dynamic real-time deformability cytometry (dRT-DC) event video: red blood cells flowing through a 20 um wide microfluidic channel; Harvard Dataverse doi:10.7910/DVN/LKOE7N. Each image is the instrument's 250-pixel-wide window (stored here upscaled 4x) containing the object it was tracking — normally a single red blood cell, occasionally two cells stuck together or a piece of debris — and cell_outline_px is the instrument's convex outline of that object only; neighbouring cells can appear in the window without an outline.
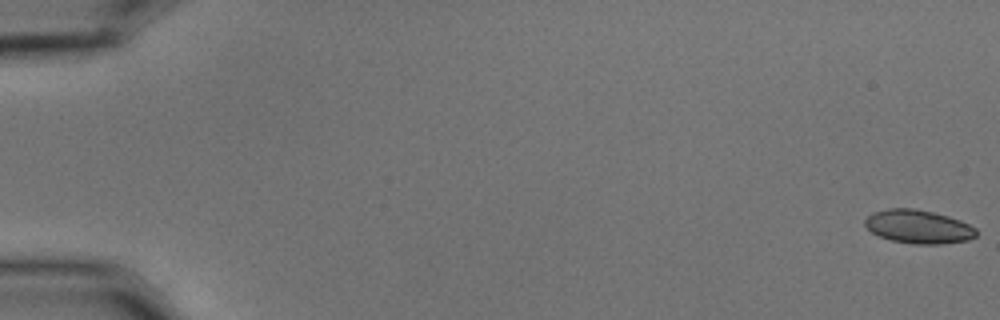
{"species": "common noctule bat (a hibernating species)", "species_latin": "Nyctalus noctula", "temperature_condition": "cold", "stored_images_in_passage": 58, "camera_frame_rate_fps": 3000, "um_per_image_px": 0.085, "animal": {"sex": "male", "body_mass_g": 15.6}, "frame": {"image": 1, "passage_image": 1, "time_ms": 0.0, "image_size_px": [1000, 320], "cell_outline_px": [[976, 236], [968, 240], [940, 244], [912, 244], [892, 240], [880, 236], [872, 232], [864, 224], [864, 220], [872, 212], [888, 208], [916, 208], [948, 216], [960, 220], [976, 228]], "centroid_in_image_um": [78.05, 19.26], "position_along_channel_um": 6.9, "area_um2": 21.73}}
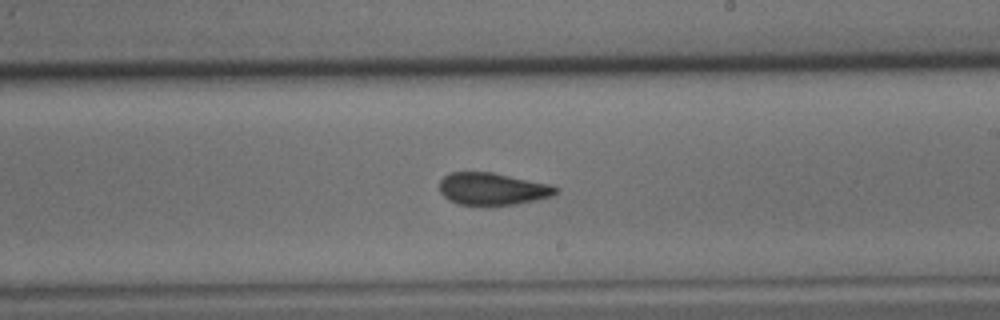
{"frame": {"image": 2, "passage_image": 35, "time_ms": 11.333, "image_size_px": [1000, 320], "cell_outline_px": [[560, 188], [552, 196], [536, 200], [492, 208], [488, 208], [456, 204], [448, 200], [440, 192], [440, 180], [444, 176], [452, 172], [492, 172], [552, 184]], "centroid_in_image_um": [41.86, 16.09], "position_along_channel_um": 247.1, "area_um2": 22.66}}
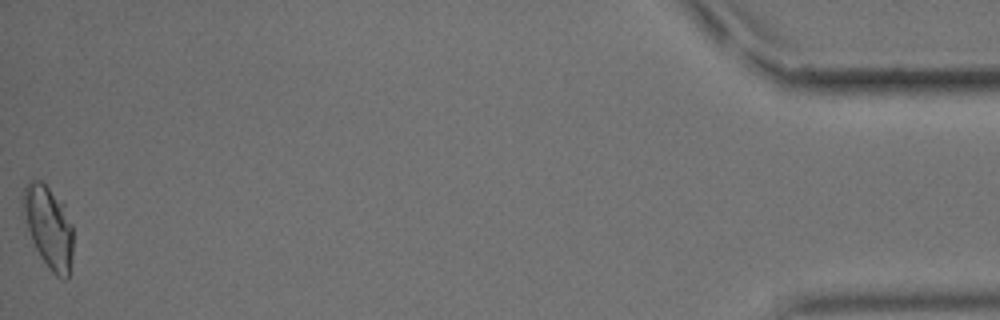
{"frame": {"image": 3, "passage_image": 58, "time_ms": 19.0, "image_size_px": [1000, 320], "cell_outline_px": [[72, 256], [68, 280], [64, 280], [56, 276], [48, 268], [40, 256], [32, 240], [20, 208], [20, 196], [24, 184], [32, 176], [40, 180], [64, 204], [72, 224]], "centroid_in_image_um": [4.08, 19.24], "position_along_channel_um": 431.1, "area_um2": 24.68}, "authors_computed_cell_mechanics": {"area_um2": 22.3686, "velocity_mm_per_s": 3.5429, "shape_relaxation_time_tau1_ms": 7.809, "shape_relaxation_time_tau2_ms": 1.6411, "deformation_change_tau1": 0.1467, "deformation_change_tau2": 0.0666}}